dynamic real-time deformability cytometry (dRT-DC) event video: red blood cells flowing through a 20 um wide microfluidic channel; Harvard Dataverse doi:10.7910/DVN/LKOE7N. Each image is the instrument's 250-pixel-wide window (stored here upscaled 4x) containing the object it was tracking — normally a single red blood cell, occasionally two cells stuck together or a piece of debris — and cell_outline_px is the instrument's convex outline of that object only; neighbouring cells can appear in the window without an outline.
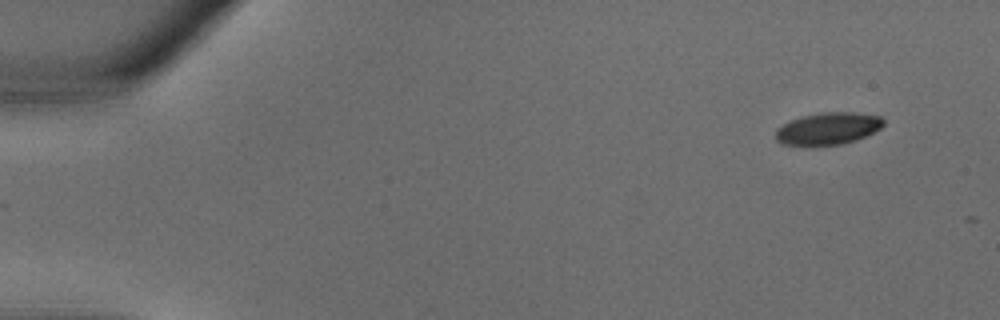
{"species": "common noctule bat (a hibernating species)", "species_latin": "Nyctalus noctula", "temperature_condition": "warm", "stored_images_in_passage": 10, "camera_frame_rate_fps": 3000, "um_per_image_px": 0.085, "animal": {"sex": "male", "body_mass_g": 18.8}, "frame": {"image": 1, "passage_image": 1, "time_ms": 0.0, "image_size_px": [1000, 320], "cell_outline_px": [[884, 124], [880, 128], [856, 140], [840, 144], [780, 144], [776, 140], [776, 128], [792, 120], [804, 116], [824, 112], [852, 112], [880, 116], [884, 120]], "centroid_in_image_um": [70.39, 10.91], "position_along_channel_um": 14.6, "area_um2": 19.65}}
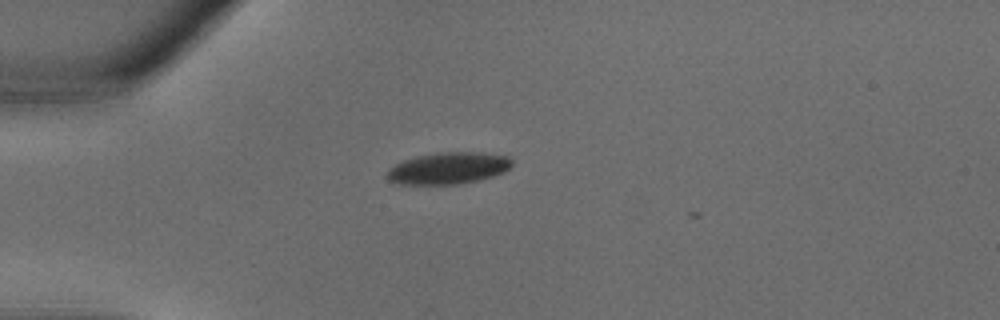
{"frame": {"image": 2, "passage_image": 8, "time_ms": 2.333, "image_size_px": [1000, 320], "cell_outline_px": [[512, 164], [504, 172], [480, 180], [456, 184], [400, 184], [388, 180], [388, 168], [404, 160], [416, 156], [440, 152], [480, 152], [508, 156], [512, 160]], "centroid_in_image_um": [38.12, 14.29], "position_along_channel_um": 46.9, "area_um2": 23.0}}